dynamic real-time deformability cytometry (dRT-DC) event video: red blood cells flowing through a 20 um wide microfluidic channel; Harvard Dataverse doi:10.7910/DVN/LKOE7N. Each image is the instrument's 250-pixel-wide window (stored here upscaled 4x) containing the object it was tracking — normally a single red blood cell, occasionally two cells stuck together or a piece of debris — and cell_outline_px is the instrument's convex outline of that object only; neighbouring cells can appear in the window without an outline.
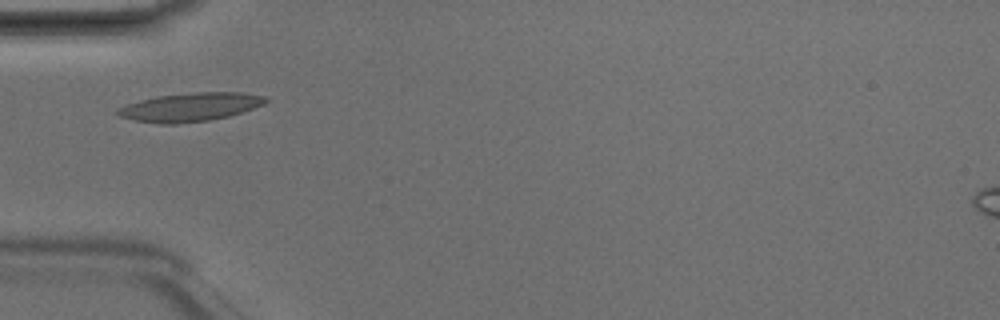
{"species": "Egyptian fruit bat (a non-hibernating species)", "species_latin": "Rousettus aegyptiacus", "temperature_condition": "room temperature", "stored_images_in_passage": 2, "camera_frame_rate_fps": 3000, "um_per_image_px": 0.085, "animal": {"sex": "male"}, "frame": {"image": 1, "passage_image": 2, "time_ms": 0.333, "image_size_px": [1000, 320], "cell_outline_px": [[272, 100], [264, 104], [228, 116], [208, 120], [176, 124], [160, 124], [136, 120], [120, 116], [116, 112], [116, 108], [140, 100], [156, 96], [196, 92], [244, 92], [264, 96]], "centroid_in_image_um": [16.19, 9.09], "position_along_channel_um": 68.8, "area_um2": 24.51}}